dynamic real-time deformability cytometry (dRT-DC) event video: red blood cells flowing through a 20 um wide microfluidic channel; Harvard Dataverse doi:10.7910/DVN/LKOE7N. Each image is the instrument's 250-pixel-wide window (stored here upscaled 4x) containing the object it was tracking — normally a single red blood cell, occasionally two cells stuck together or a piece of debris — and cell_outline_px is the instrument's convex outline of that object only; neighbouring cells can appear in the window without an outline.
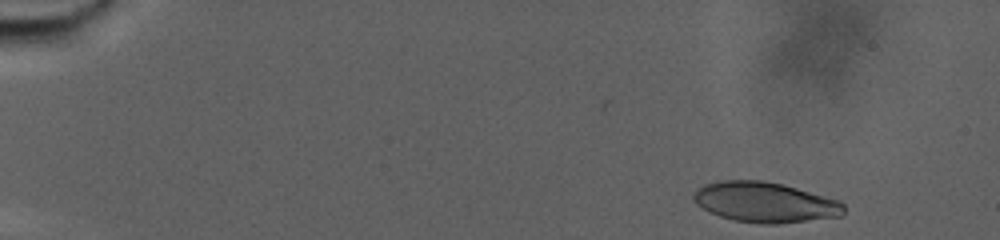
{"species": "human", "species_latin": "Homo sapiens", "temperature_condition": "warm", "stored_images_in_passage": 69, "camera_frame_rate_fps": 3000, "um_per_image_px": 0.085, "donor": {"sex": "male"}, "frame": {"image": 1, "passage_image": 3, "time_ms": 0.667, "image_size_px": [1000, 240], "cell_outline_px": [[844, 212], [840, 216], [776, 224], [760, 224], [736, 220], [720, 216], [708, 212], [696, 204], [692, 200], [692, 192], [704, 184], [724, 180], [760, 180], [780, 184], [796, 188], [840, 200], [844, 204]], "centroid_in_image_um": [64.98, 17.19], "position_along_channel_um": 20.0, "area_um2": 35.2}}
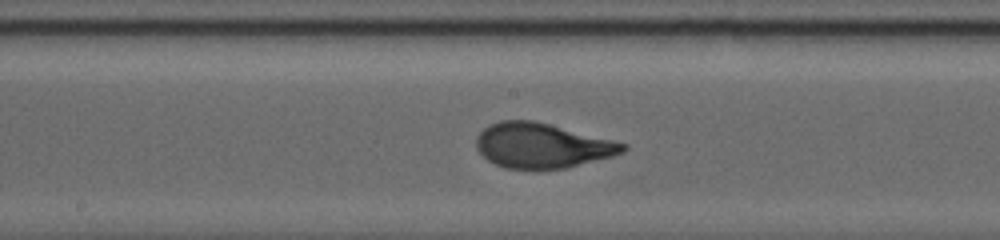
{"frame": {"image": 2, "passage_image": 42, "time_ms": 13.667, "image_size_px": [1000, 240], "cell_outline_px": [[628, 148], [624, 152], [612, 156], [564, 168], [504, 168], [488, 160], [476, 148], [476, 136], [488, 124], [500, 120], [532, 120], [628, 144]], "centroid_in_image_um": [46.04, 12.36], "position_along_channel_um": 202.2, "area_um2": 37.86}}
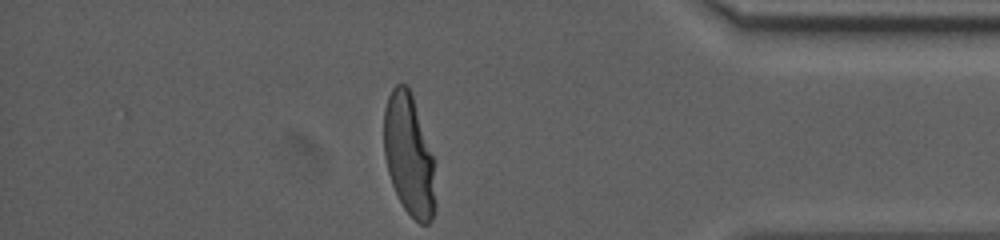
{"frame": {"image": 3, "passage_image": 69, "time_ms": 22.667, "image_size_px": [1000, 240], "cell_outline_px": [[436, 204], [432, 220], [428, 224], [420, 224], [404, 208], [392, 184], [388, 172], [384, 156], [384, 108], [388, 96], [392, 88], [396, 84], [408, 84], [432, 156]], "centroid_in_image_um": [34.74, 13.2], "position_along_channel_um": 400.5, "area_um2": 35.95}, "authors_computed_cell_mechanics": {"area_um2": 37.2232, "velocity_mm_per_s": 2.4774, "shape_relaxation_time_tau1_ms": 6.7378, "shape_relaxation_time_tau2_ms": null, "deformation_change_tau1": 0.2395, "deformation_change_tau2": null}}